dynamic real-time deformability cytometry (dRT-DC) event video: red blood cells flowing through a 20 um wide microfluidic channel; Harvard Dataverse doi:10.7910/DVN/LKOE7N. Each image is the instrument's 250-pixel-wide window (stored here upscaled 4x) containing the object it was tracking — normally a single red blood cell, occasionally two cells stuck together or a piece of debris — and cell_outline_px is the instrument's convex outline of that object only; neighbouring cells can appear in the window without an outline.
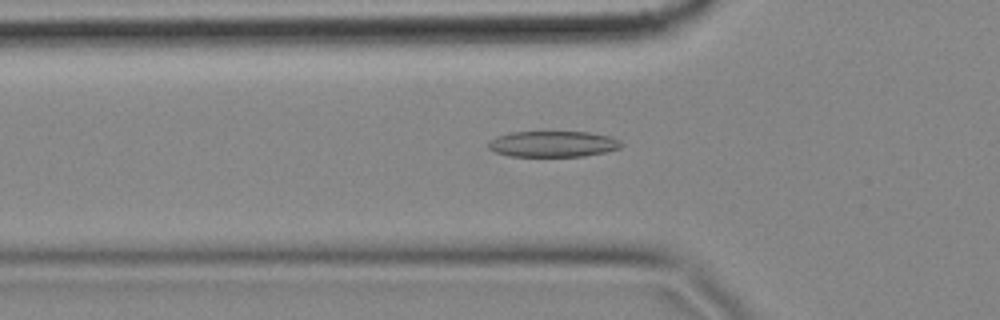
{"species": "common noctule bat (a hibernating species)", "species_latin": "Nyctalus noctula", "temperature_condition": "cold", "stored_images_in_passage": 54, "camera_frame_rate_fps": 3000, "um_per_image_px": 0.085, "animal": {"sex": "female", "body_mass_g": 18.4}, "frame": {"image": 1, "passage_image": 15, "time_ms": 4.667, "image_size_px": [1000, 320], "cell_outline_px": [[624, 144], [620, 148], [604, 152], [584, 156], [508, 156], [496, 152], [488, 148], [488, 140], [496, 136], [512, 132], [588, 132], [612, 136], [620, 140]], "centroid_in_image_um": [47.01, 12.23], "position_along_channel_um": 78.8, "area_um2": 20.23}}
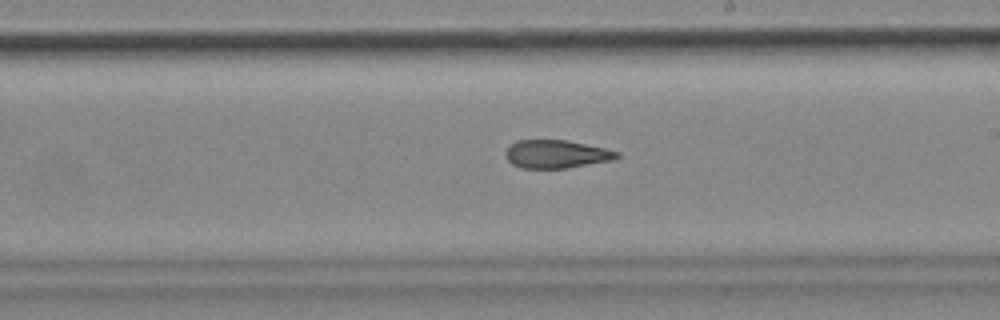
{"frame": {"image": 2, "passage_image": 29, "time_ms": 9.333, "image_size_px": [1000, 320], "cell_outline_px": [[620, 156], [612, 160], [564, 168], [520, 168], [512, 164], [508, 160], [504, 152], [516, 140], [564, 140], [608, 148], [620, 152]], "centroid_in_image_um": [47.3, 13.09], "position_along_channel_um": 241.7, "area_um2": 18.21}}
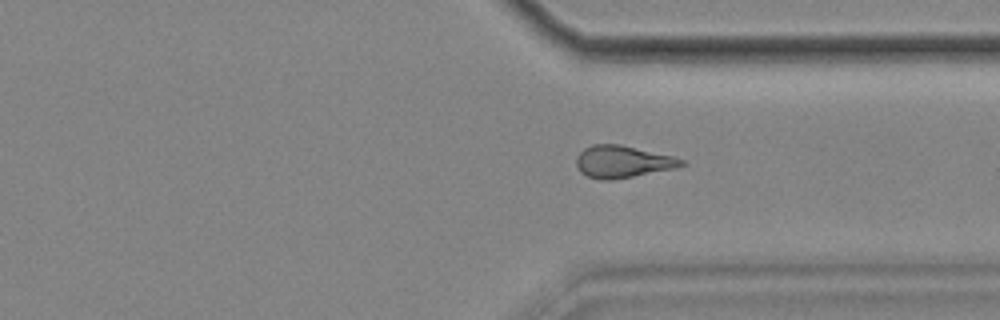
{"frame": {"image": 3, "passage_image": 39, "time_ms": 12.667, "image_size_px": [1000, 320], "cell_outline_px": [[688, 164], [672, 168], [632, 176], [608, 180], [600, 180], [588, 176], [580, 172], [576, 164], [576, 156], [584, 148], [592, 144], [620, 144], [672, 156], [684, 160]], "centroid_in_image_um": [52.88, 13.73], "position_along_channel_um": 358.5, "area_um2": 19.42}, "authors_computed_cell_mechanics": {"area_um2": 19.4208, "velocity_mm_per_s": 3.4902, "shape_relaxation_time_tau1_ms": null, "shape_relaxation_time_tau2_ms": 3.5437, "deformation_change_tau1": null, "deformation_change_tau2": 0.1309}}